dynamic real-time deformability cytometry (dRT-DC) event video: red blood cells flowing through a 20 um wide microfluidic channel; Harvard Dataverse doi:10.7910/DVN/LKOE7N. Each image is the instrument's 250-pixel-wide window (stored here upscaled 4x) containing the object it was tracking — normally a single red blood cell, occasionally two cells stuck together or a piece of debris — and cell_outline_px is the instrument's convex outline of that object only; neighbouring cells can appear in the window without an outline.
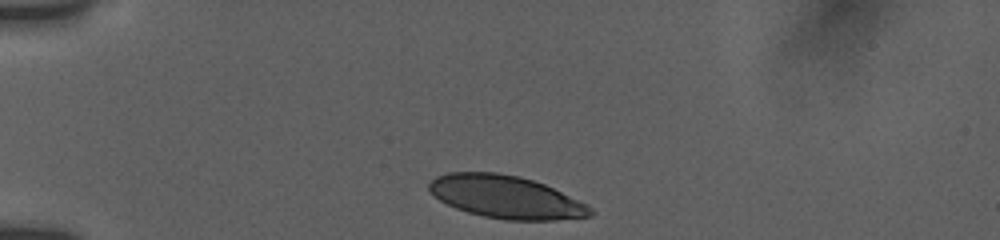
{"species": "human", "species_latin": "Homo sapiens", "temperature_condition": "room temperature", "stored_images_in_passage": 7, "camera_frame_rate_fps": 3000, "um_per_image_px": 0.085, "donor": {"sex": "female"}, "frame": {"image": 1, "passage_image": 1, "time_ms": 0.0, "image_size_px": [1000, 240], "cell_outline_px": [[596, 212], [592, 216], [556, 220], [504, 220], [484, 216], [468, 212], [456, 208], [440, 200], [428, 188], [428, 184], [436, 176], [448, 172], [496, 172], [520, 176], [544, 184], [588, 204]], "centroid_in_image_um": [43.04, 16.74], "position_along_channel_um": 42.0, "area_um2": 40.17}}
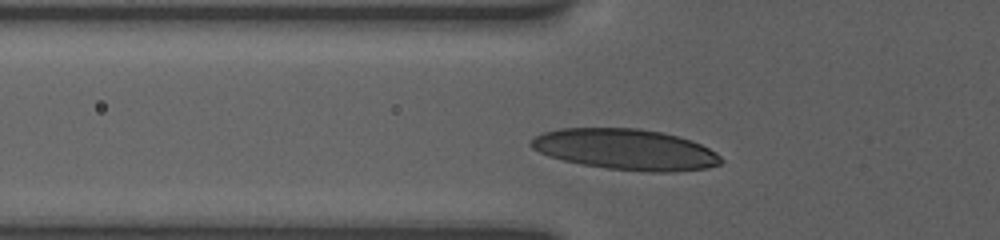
{"frame": {"image": 2, "passage_image": 6, "time_ms": 2.0, "image_size_px": [1000, 240], "cell_outline_px": [[724, 160], [720, 164], [708, 168], [672, 172], [648, 172], [608, 168], [580, 164], [548, 156], [532, 148], [528, 144], [536, 136], [544, 132], [560, 128], [640, 128], [660, 132], [692, 140], [716, 152]], "centroid_in_image_um": [53.19, 12.7], "position_along_channel_um": 72.6, "area_um2": 45.2}}